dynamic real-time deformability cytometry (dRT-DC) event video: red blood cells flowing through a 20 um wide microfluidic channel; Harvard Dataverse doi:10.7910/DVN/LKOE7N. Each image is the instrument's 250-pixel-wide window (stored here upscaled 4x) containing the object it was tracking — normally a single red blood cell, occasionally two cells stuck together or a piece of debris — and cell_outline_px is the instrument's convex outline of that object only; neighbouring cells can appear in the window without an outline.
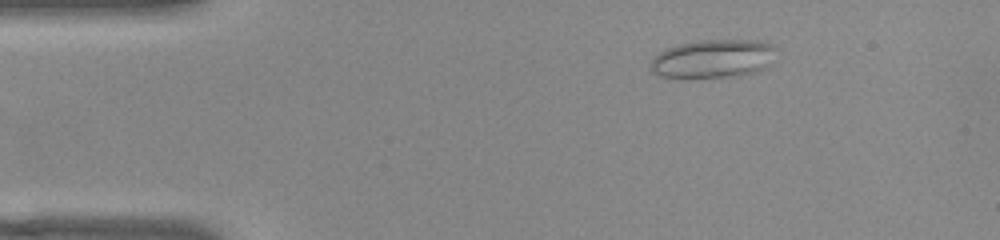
{"species": "common noctule bat (a hibernating species)", "species_latin": "Nyctalus noctula", "temperature_condition": "warm", "stored_images_in_passage": 46, "camera_frame_rate_fps": 3000, "um_per_image_px": 0.085, "animal": {"sex": "female", "body_mass_g": 22.0, "forearm_length_mm": 56.7}, "frame": {"image": 1, "passage_image": 1, "time_ms": 0.0, "image_size_px": [1000, 240], "cell_outline_px": [[780, 48], [768, 64], [764, 68], [756, 72], [740, 76], [688, 80], [684, 80], [660, 76], [652, 72], [652, 60], [660, 52], [668, 48], [680, 44], [700, 40], [756, 40], [772, 44]], "centroid_in_image_um": [60.64, 5.03], "position_along_channel_um": 24.4, "area_um2": 28.9}}
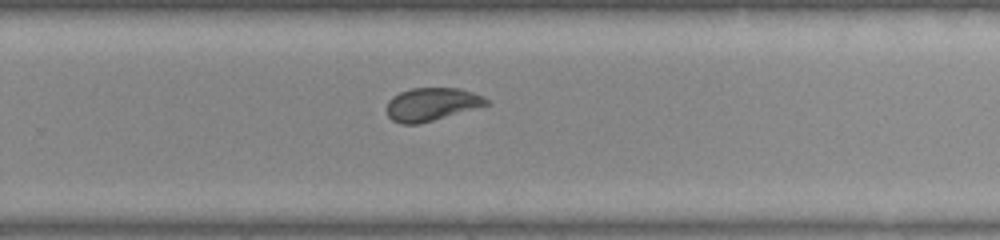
{"frame": {"image": 2, "passage_image": 27, "time_ms": 8.667, "image_size_px": [1000, 240], "cell_outline_px": [[488, 104], [420, 124], [400, 124], [392, 120], [388, 116], [388, 100], [392, 96], [400, 92], [412, 88], [456, 88], [472, 92], [484, 96], [488, 100]], "centroid_in_image_um": [36.66, 8.86], "position_along_channel_um": 293.1, "area_um2": 18.96}}
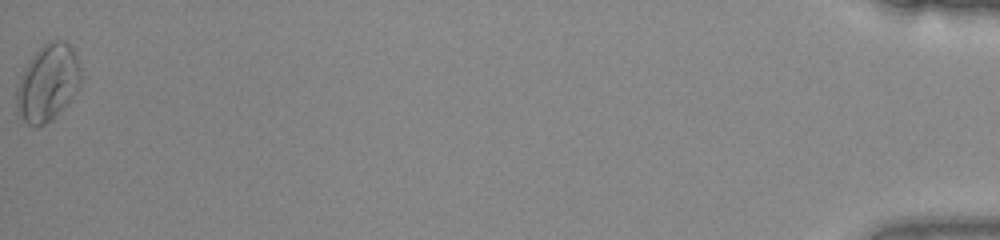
{"frame": {"image": 3, "passage_image": 46, "time_ms": 15.0, "image_size_px": [1000, 240], "cell_outline_px": [[80, 80], [76, 92], [68, 104], [44, 124], [28, 124], [16, 112], [16, 84], [24, 68], [32, 56], [48, 40], [64, 40], [72, 44], [80, 68]], "centroid_in_image_um": [4.05, 6.99], "position_along_channel_um": 431.2, "area_um2": 28.67}, "authors_computed_cell_mechanics": {"area_um2": 20.4034, "velocity_mm_per_s": 3.8369, "shape_relaxation_time_tau1_ms": null, "shape_relaxation_time_tau2_ms": 0.8678, "deformation_change_tau1": null, "deformation_change_tau2": 0.0629}}